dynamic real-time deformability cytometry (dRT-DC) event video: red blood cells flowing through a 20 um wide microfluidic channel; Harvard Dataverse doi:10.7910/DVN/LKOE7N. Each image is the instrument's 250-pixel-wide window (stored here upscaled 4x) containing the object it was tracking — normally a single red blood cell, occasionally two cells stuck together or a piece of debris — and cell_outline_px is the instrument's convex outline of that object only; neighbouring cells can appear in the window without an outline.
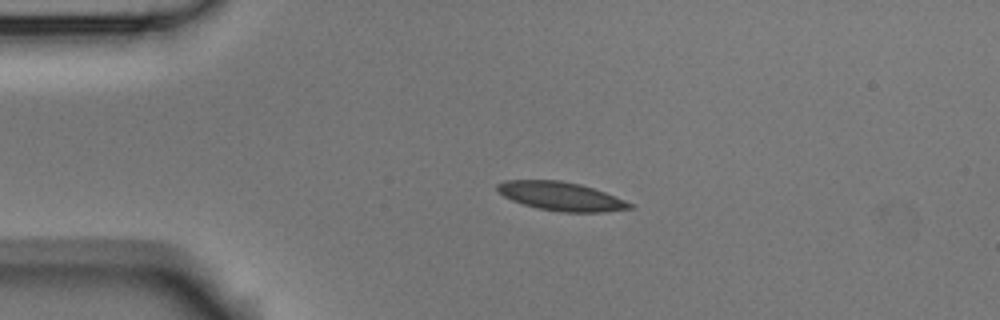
{"species": "Egyptian fruit bat (a non-hibernating species)", "species_latin": "Rousettus aegyptiacus", "temperature_condition": "room temperature", "stored_images_in_passage": 4, "camera_frame_rate_fps": 3000, "um_per_image_px": 0.085, "animal": {"sex": "male"}, "frame": {"image": 1, "passage_image": 3, "time_ms": 0.667, "image_size_px": [1000, 320], "cell_outline_px": [[636, 208], [604, 212], [560, 212], [536, 208], [512, 200], [504, 196], [496, 188], [496, 184], [504, 180], [560, 180], [580, 184], [604, 192], [636, 204]], "centroid_in_image_um": [47.73, 16.69], "position_along_channel_um": 37.3, "area_um2": 22.25}}